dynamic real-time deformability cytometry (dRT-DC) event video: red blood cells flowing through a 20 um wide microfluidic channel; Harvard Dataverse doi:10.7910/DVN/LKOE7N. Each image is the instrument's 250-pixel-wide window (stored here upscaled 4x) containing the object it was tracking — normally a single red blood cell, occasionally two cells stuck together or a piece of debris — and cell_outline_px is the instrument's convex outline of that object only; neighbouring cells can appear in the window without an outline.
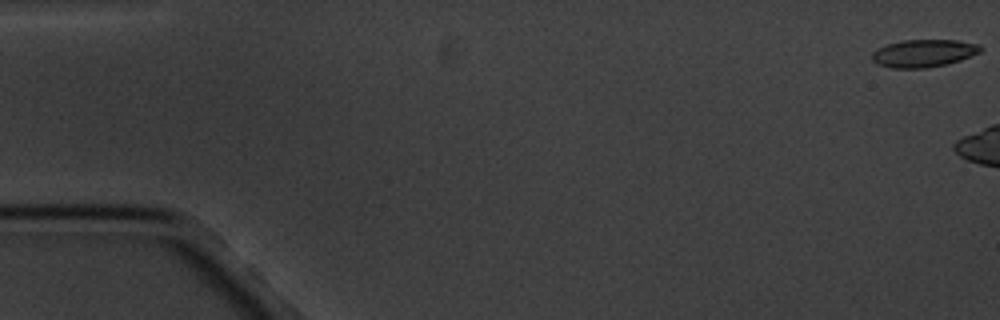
{"species": "common noctule bat (a hibernating species)", "species_latin": "Nyctalus noctula", "temperature_condition": "cold", "stored_images_in_passage": 5, "camera_frame_rate_fps": 3000, "um_per_image_px": 0.085, "animal": {"sex": "male", "body_mass_g": 20.1, "forearm_length_mm": 53.5}, "frame": {"image": 1, "passage_image": 1, "time_ms": 0.0, "image_size_px": [1000, 320], "cell_outline_px": [[980, 52], [960, 60], [948, 64], [928, 68], [892, 68], [876, 64], [872, 60], [872, 52], [888, 44], [904, 40], [956, 40], [980, 44]], "centroid_in_image_um": [78.5, 4.53], "position_along_channel_um": 6.5, "area_um2": 17.4}}